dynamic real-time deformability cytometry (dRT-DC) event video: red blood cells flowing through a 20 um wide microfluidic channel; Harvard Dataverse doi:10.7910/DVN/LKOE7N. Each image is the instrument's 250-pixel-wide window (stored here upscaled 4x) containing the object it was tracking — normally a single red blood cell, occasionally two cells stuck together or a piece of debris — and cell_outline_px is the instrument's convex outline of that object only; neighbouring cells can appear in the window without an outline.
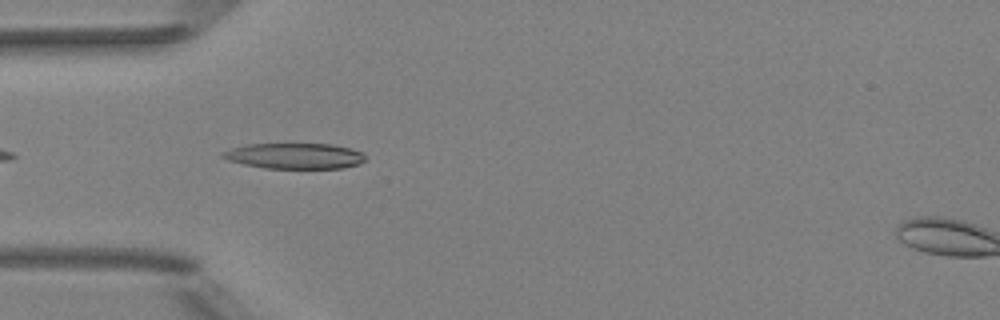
{"species": "Egyptian fruit bat (a non-hibernating species)", "species_latin": "Rousettus aegyptiacus", "temperature_condition": "room temperature", "stored_images_in_passage": 33, "camera_frame_rate_fps": 3000, "um_per_image_px": 0.085, "animal": {"sex": "female"}, "frame": {"image": 1, "passage_image": 3, "time_ms": 0.667, "image_size_px": [1000, 320], "cell_outline_px": [[368, 160], [360, 164], [344, 168], [264, 168], [244, 164], [228, 160], [220, 156], [220, 152], [232, 148], [248, 144], [332, 144], [352, 148], [364, 152], [368, 156]], "centroid_in_image_um": [25.13, 13.25], "position_along_channel_um": 59.9, "area_um2": 21.68}}
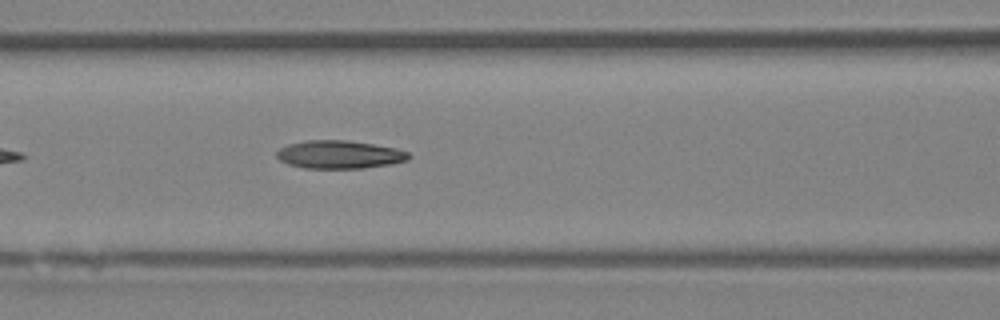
{"frame": {"image": 2, "passage_image": 9, "time_ms": 2.667, "image_size_px": [1000, 320], "cell_outline_px": [[412, 156], [408, 160], [388, 164], [364, 168], [304, 168], [288, 164], [280, 160], [276, 156], [276, 152], [280, 148], [288, 144], [304, 140], [348, 140], [396, 148], [408, 152]], "centroid_in_image_um": [28.83, 13.13], "position_along_channel_um": 137.8, "area_um2": 21.62}}
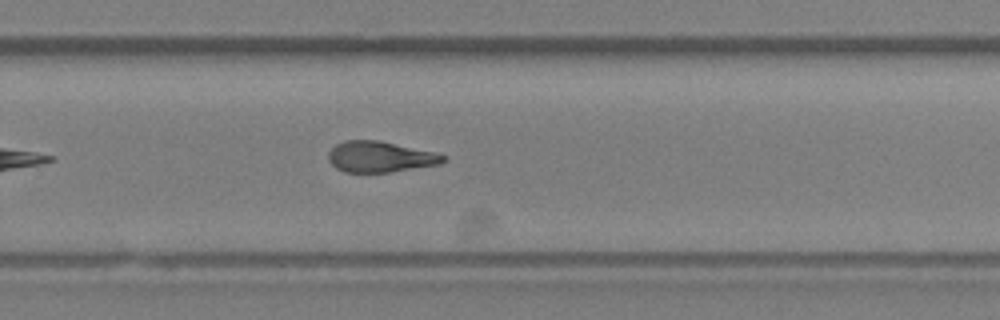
{"frame": {"image": 3, "passage_image": 21, "time_ms": 6.667, "image_size_px": [1000, 320], "cell_outline_px": [[444, 160], [440, 164], [388, 172], [344, 172], [336, 168], [328, 160], [328, 152], [336, 144], [344, 140], [376, 140], [432, 152], [444, 156]], "centroid_in_image_um": [32.22, 13.33], "position_along_channel_um": 297.6, "area_um2": 20.23}, "authors_computed_cell_mechanics": {"area_um2": 21.3282, "velocity_mm_per_s": 4.0134, "shape_relaxation_time_tau1_ms": null, "shape_relaxation_time_tau2_ms": 5.1757, "deformation_change_tau1": null, "deformation_change_tau2": 0.166}}